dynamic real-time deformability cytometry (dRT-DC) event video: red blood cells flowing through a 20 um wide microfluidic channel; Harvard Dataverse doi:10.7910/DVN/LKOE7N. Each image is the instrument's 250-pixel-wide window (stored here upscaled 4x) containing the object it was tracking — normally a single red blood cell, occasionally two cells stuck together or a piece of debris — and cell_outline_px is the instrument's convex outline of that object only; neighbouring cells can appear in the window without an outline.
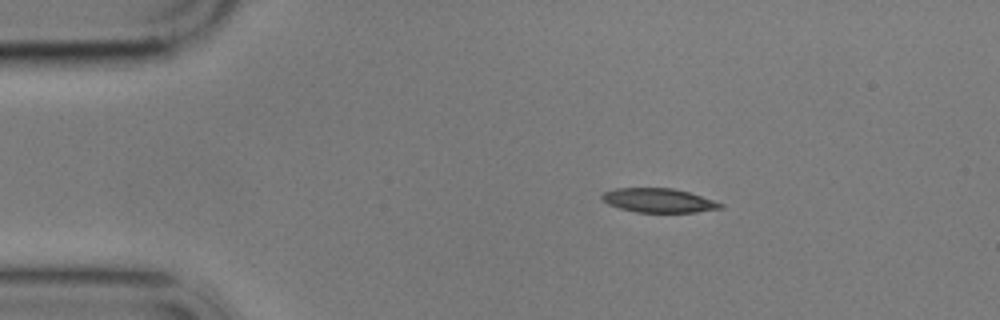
{"species": "common noctule bat (a hibernating species)", "species_latin": "Nyctalus noctula", "temperature_condition": "cold", "stored_images_in_passage": 3, "camera_frame_rate_fps": 3000, "um_per_image_px": 0.085, "animal": {"sex": "male", "body_mass_g": 17.9}, "frame": {"image": 1, "passage_image": 2, "time_ms": 1.667, "image_size_px": [1000, 320], "cell_outline_px": [[724, 208], [696, 212], [636, 212], [620, 208], [608, 204], [600, 196], [604, 192], [616, 188], [672, 188], [688, 192], [724, 204]], "centroid_in_image_um": [55.98, 17.04], "position_along_channel_um": 29.0, "area_um2": 16.47}}